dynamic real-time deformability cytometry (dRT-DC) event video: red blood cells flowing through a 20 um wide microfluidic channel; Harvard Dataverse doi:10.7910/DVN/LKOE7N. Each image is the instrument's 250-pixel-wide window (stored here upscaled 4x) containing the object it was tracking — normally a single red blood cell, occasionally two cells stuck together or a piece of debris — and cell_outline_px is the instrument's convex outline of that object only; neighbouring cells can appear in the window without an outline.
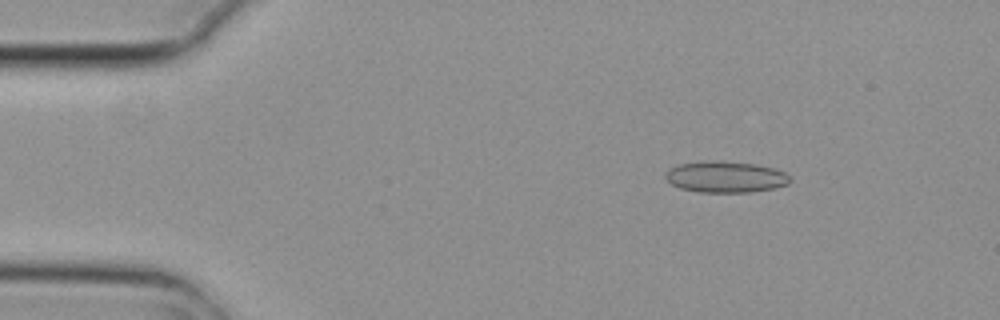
{"species": "common noctule bat (a hibernating species)", "species_latin": "Nyctalus noctula", "temperature_condition": "cold", "stored_images_in_passage": 5, "camera_frame_rate_fps": 3000, "um_per_image_px": 0.085, "animal": {"sex": "female", "body_mass_g": 29.2, "forearm_length_mm": 56.3}, "frame": {"image": 1, "passage_image": 3, "time_ms": 0.667, "image_size_px": [1000, 320], "cell_outline_px": [[788, 184], [776, 188], [748, 192], [696, 192], [680, 188], [672, 184], [664, 176], [664, 172], [668, 168], [680, 164], [700, 160], [720, 160], [756, 164], [772, 168], [784, 172], [788, 176]], "centroid_in_image_um": [61.6, 15.02], "position_along_channel_um": 23.4, "area_um2": 22.89}}
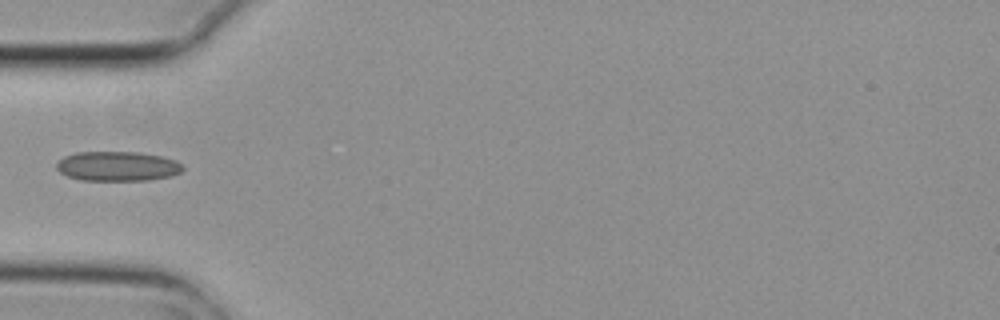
{"frame": {"image": 2, "passage_image": 5, "time_ms": 1.333, "image_size_px": [1000, 320], "cell_outline_px": [[184, 168], [180, 172], [172, 176], [148, 180], [80, 180], [68, 176], [60, 172], [56, 168], [56, 164], [64, 156], [76, 152], [140, 152], [160, 156], [176, 160], [184, 164]], "centroid_in_image_um": [10.01, 14.12], "position_along_channel_um": 75.0, "area_um2": 21.91}}